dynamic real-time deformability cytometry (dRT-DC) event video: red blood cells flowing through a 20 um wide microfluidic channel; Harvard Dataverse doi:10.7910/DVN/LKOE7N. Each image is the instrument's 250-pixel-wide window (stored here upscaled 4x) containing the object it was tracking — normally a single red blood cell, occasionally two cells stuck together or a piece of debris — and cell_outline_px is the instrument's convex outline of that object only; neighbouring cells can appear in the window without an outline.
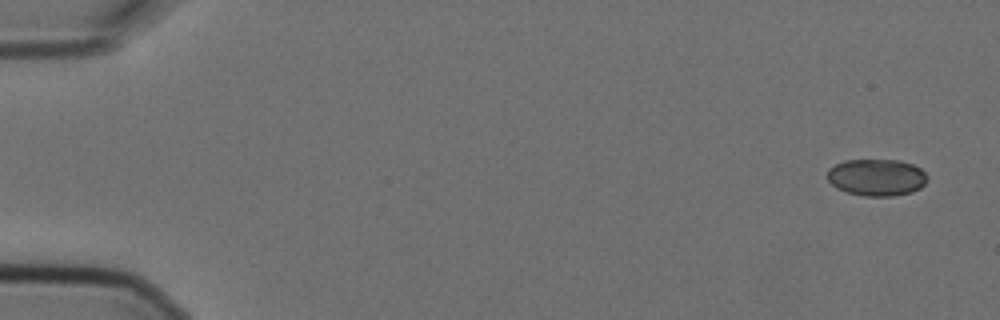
{"species": "Egyptian fruit bat (a non-hibernating species)", "species_latin": "Rousettus aegyptiacus", "temperature_condition": "cold", "stored_images_in_passage": 4, "camera_frame_rate_fps": 3000, "um_per_image_px": 0.085, "animal": {"sex": "female"}, "frame": {"image": 1, "passage_image": 1, "time_ms": 0.0, "image_size_px": [1000, 320], "cell_outline_px": [[928, 180], [920, 188], [912, 192], [892, 196], [864, 196], [848, 192], [836, 188], [828, 180], [828, 168], [844, 160], [900, 160], [912, 164], [920, 168], [928, 176]], "centroid_in_image_um": [74.53, 15.07], "position_along_channel_um": 10.5, "area_um2": 21.56}}
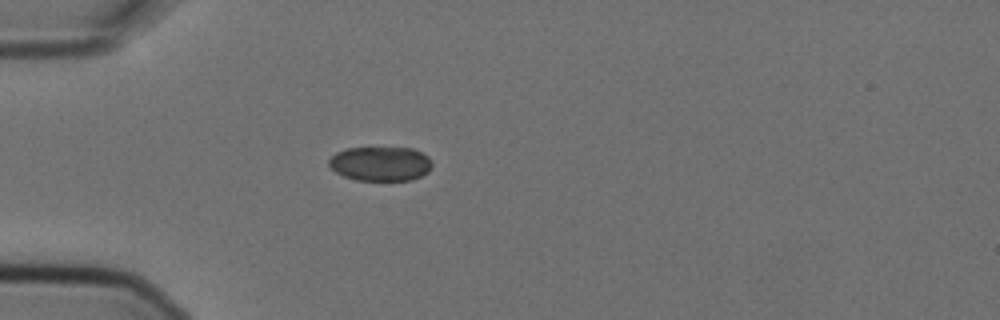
{"frame": {"image": 2, "passage_image": 4, "time_ms": 1.0, "image_size_px": [1000, 320], "cell_outline_px": [[432, 164], [428, 172], [412, 180], [356, 180], [344, 176], [336, 172], [328, 164], [328, 160], [336, 152], [348, 148], [412, 148], [428, 156], [432, 160]], "centroid_in_image_um": [32.35, 13.91], "position_along_channel_um": 52.7, "area_um2": 20.63}}